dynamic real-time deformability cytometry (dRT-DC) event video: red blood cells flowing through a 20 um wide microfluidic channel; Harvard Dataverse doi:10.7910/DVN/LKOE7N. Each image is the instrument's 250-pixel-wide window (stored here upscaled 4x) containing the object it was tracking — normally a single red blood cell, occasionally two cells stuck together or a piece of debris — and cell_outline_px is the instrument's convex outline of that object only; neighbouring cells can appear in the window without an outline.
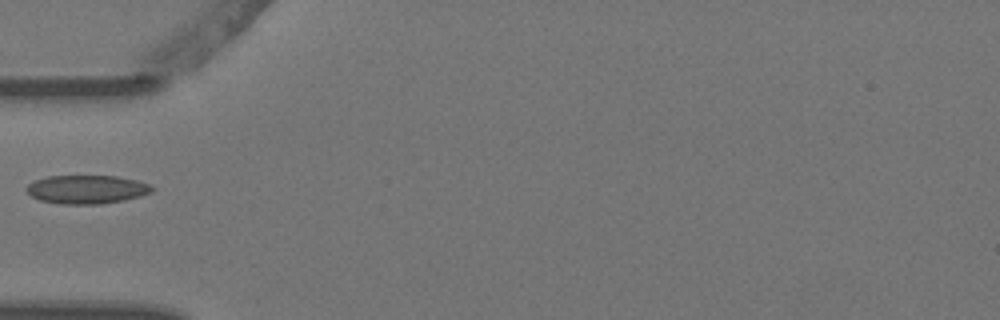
{"species": "Egyptian fruit bat (a non-hibernating species)", "species_latin": "Rousettus aegyptiacus", "temperature_condition": "warm", "stored_images_in_passage": 6, "camera_frame_rate_fps": 3000, "um_per_image_px": 0.085, "animal": {"sex": "female"}, "frame": {"image": 1, "passage_image": 5, "time_ms": 1.333, "image_size_px": [1000, 320], "cell_outline_px": [[152, 192], [140, 196], [124, 200], [100, 204], [60, 204], [40, 200], [32, 196], [28, 192], [28, 184], [36, 180], [48, 176], [116, 176], [136, 180], [148, 184], [152, 188]], "centroid_in_image_um": [7.38, 16.1], "position_along_channel_um": 77.6, "area_um2": 20.63}}
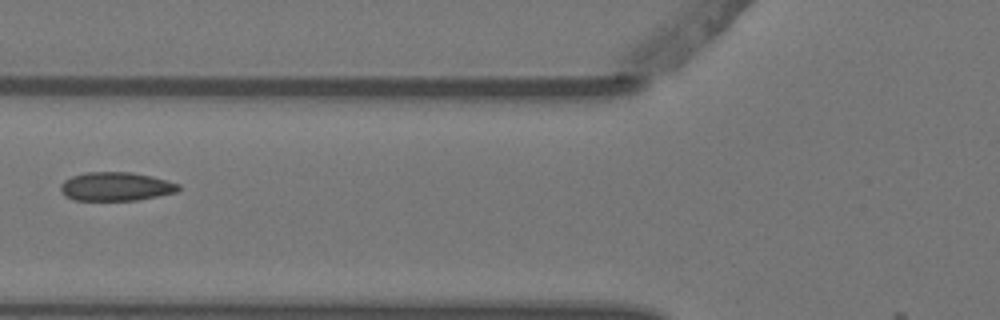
{"frame": {"image": 2, "passage_image": 6, "time_ms": 1.667, "image_size_px": [1000, 320], "cell_outline_px": [[180, 188], [176, 192], [136, 200], [72, 200], [64, 196], [60, 188], [60, 184], [64, 180], [72, 176], [84, 172], [132, 172], [152, 176], [168, 180], [180, 184]], "centroid_in_image_um": [9.83, 15.84], "position_along_channel_um": 116.0, "area_um2": 19.83}}